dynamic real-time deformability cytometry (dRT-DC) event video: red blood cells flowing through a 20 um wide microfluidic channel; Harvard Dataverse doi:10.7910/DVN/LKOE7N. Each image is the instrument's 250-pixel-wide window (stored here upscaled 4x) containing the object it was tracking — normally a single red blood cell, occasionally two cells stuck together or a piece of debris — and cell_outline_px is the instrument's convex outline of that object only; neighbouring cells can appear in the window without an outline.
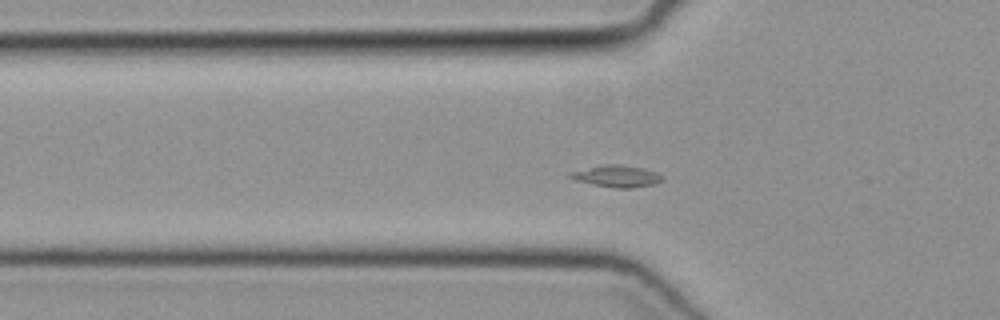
{"species": "common noctule bat (a hibernating species)", "species_latin": "Nyctalus noctula", "temperature_condition": "cold", "stored_images_in_passage": 36, "camera_frame_rate_fps": 3000, "um_per_image_px": 0.085, "animal": {"sex": "female", "body_mass_g": 19.3, "forearm_length_mm": 54.1}, "frame": {"image": 1, "passage_image": 2, "time_ms": 0.333, "image_size_px": [1000, 320], "cell_outline_px": [[664, 180], [656, 184], [632, 188], [616, 188], [592, 184], [572, 180], [564, 176], [568, 172], [600, 164], [620, 164], [644, 168], [656, 172], [664, 176]], "centroid_in_image_um": [52.37, 14.97], "position_along_channel_um": 73.4, "area_um2": 12.2}}
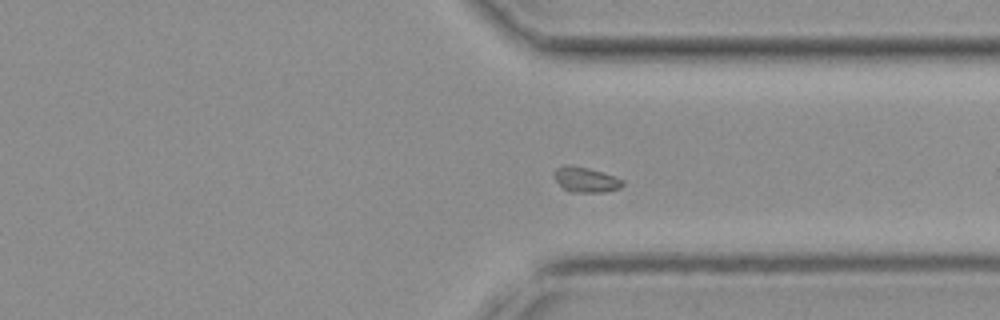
{"frame": {"image": 2, "passage_image": 23, "time_ms": 7.333, "image_size_px": [1000, 320], "cell_outline_px": [[624, 184], [620, 188], [604, 192], [568, 192], [552, 176], [552, 172], [556, 168], [564, 164], [572, 164], [588, 168], [624, 180]], "centroid_in_image_um": [49.73, 15.26], "position_along_channel_um": 361.7, "area_um2": 10.12}}
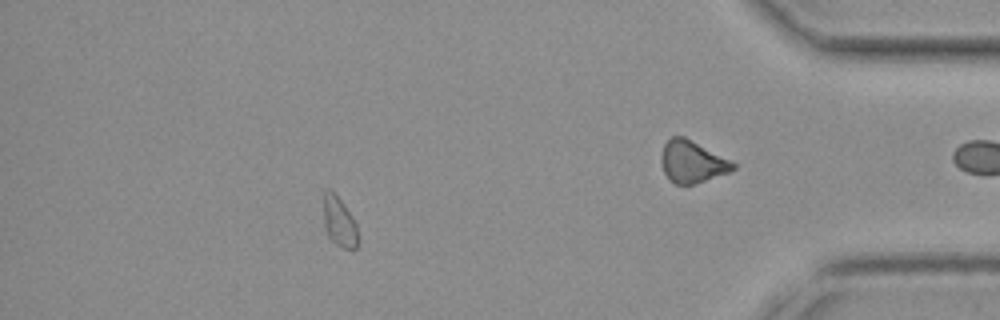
{"frame": {"image": 3, "passage_image": 30, "time_ms": 9.667, "image_size_px": [1000, 320], "cell_outline_px": [[360, 240], [356, 248], [344, 248], [336, 244], [328, 236], [324, 228], [324, 192], [328, 188], [344, 204], [352, 216], [356, 224]], "centroid_in_image_um": [28.86, 18.89], "position_along_channel_um": 406.3, "area_um2": 10.0}}